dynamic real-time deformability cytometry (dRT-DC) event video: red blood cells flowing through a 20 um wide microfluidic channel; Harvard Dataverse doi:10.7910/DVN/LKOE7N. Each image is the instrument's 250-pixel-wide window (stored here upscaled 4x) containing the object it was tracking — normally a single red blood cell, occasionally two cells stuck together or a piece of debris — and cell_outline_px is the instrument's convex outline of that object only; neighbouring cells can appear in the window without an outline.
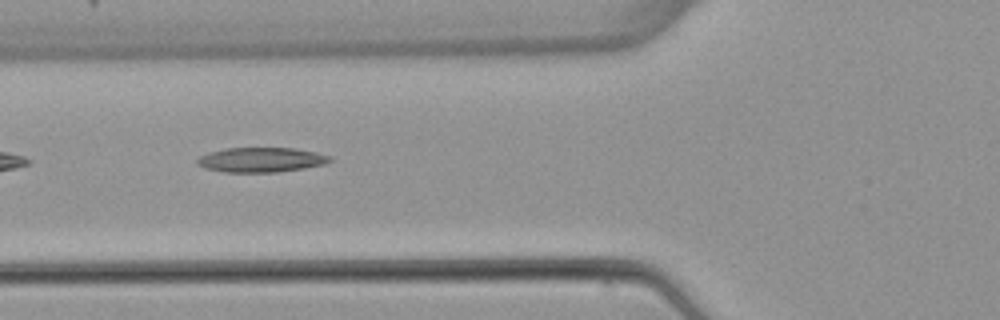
{"species": "common noctule bat (a hibernating species)", "species_latin": "Nyctalus noctula", "temperature_condition": "warm", "stored_images_in_passage": 4, "camera_frame_rate_fps": 3000, "um_per_image_px": 0.085, "animal": {"sex": "female", "body_mass_g": 22.7, "forearm_length_mm": 54.2}, "frame": {"image": 1, "passage_image": 2, "time_ms": 1.333, "image_size_px": [1000, 320], "cell_outline_px": [[332, 160], [324, 164], [304, 168], [276, 172], [224, 172], [204, 168], [196, 164], [196, 160], [200, 156], [208, 152], [224, 148], [296, 148], [316, 152], [332, 156]], "centroid_in_image_um": [22.18, 13.58], "position_along_channel_um": 103.6, "area_um2": 19.25}}
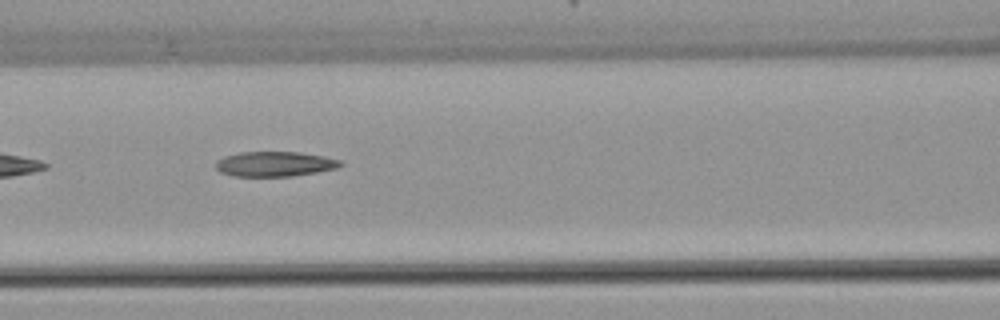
{"frame": {"image": 2, "passage_image": 3, "time_ms": 2.333, "image_size_px": [1000, 320], "cell_outline_px": [[344, 164], [336, 168], [316, 172], [292, 176], [232, 176], [220, 172], [216, 168], [216, 160], [224, 156], [240, 152], [300, 152], [324, 156], [340, 160]], "centroid_in_image_um": [23.33, 13.93], "position_along_channel_um": 143.3, "area_um2": 18.15}}
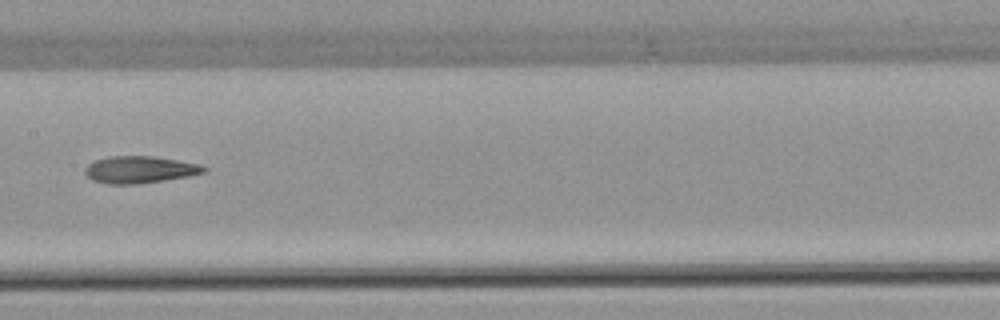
{"frame": {"image": 3, "passage_image": 4, "time_ms": 3.667, "image_size_px": [1000, 320], "cell_outline_px": [[208, 168], [204, 172], [188, 176], [136, 184], [108, 184], [92, 180], [84, 172], [84, 168], [88, 164], [96, 160], [108, 156], [156, 156], [200, 164]], "centroid_in_image_um": [11.86, 14.41], "position_along_channel_um": 195.5, "area_um2": 18.67}}